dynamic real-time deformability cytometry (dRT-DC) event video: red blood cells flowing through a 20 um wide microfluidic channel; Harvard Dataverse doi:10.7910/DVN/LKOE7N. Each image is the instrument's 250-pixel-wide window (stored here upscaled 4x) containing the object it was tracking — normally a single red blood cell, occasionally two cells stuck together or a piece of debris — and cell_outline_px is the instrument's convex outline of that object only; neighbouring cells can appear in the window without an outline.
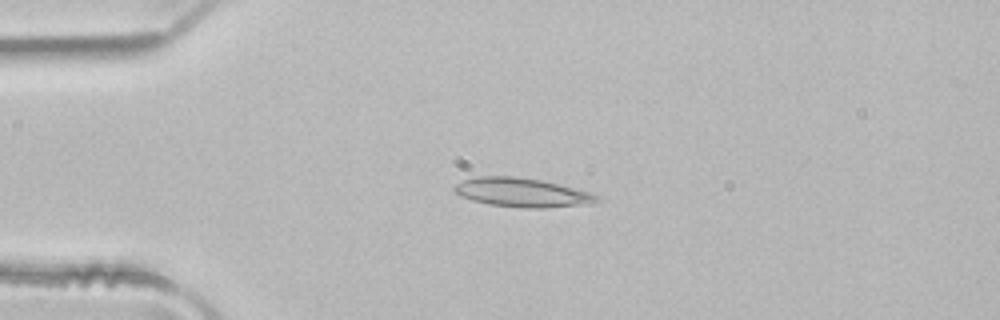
{"species": "common noctule bat (a hibernating species)", "species_latin": "Nyctalus noctula", "temperature_condition": "room temperature", "stored_images_in_passage": 3, "camera_frame_rate_fps": 3000, "um_per_image_px": 0.085, "animal": {"sex": "male", "body_mass_g": 21.5, "forearm_length_mm": 52.0}, "frame": {"image": 1, "passage_image": 1, "time_ms": 0.0, "image_size_px": [1000, 320], "cell_outline_px": [[600, 200], [584, 204], [548, 208], [520, 208], [488, 204], [472, 200], [460, 196], [452, 188], [456, 184], [464, 180], [476, 176], [516, 176], [540, 180], [592, 192], [600, 196]], "centroid_in_image_um": [44.36, 16.36], "position_along_channel_um": 40.6, "area_um2": 24.1}}
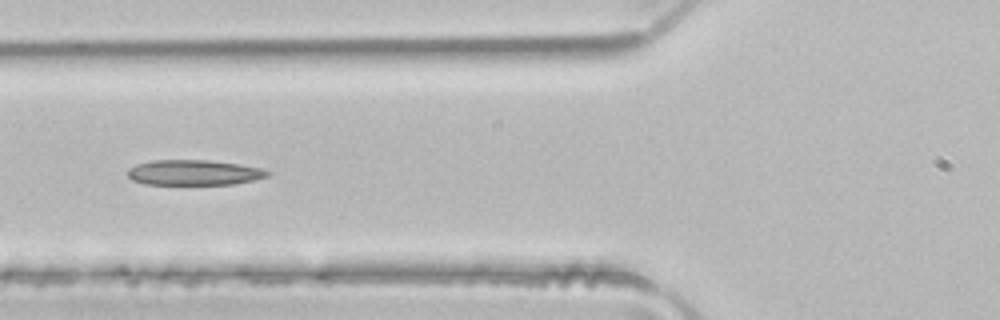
{"frame": {"image": 2, "passage_image": 3, "time_ms": 0.667, "image_size_px": [1000, 320], "cell_outline_px": [[272, 172], [268, 176], [256, 180], [232, 184], [144, 184], [132, 180], [128, 176], [128, 168], [136, 164], [152, 160], [208, 160], [236, 164], [260, 168]], "centroid_in_image_um": [16.47, 14.67], "position_along_channel_um": 109.3, "area_um2": 20.58}}